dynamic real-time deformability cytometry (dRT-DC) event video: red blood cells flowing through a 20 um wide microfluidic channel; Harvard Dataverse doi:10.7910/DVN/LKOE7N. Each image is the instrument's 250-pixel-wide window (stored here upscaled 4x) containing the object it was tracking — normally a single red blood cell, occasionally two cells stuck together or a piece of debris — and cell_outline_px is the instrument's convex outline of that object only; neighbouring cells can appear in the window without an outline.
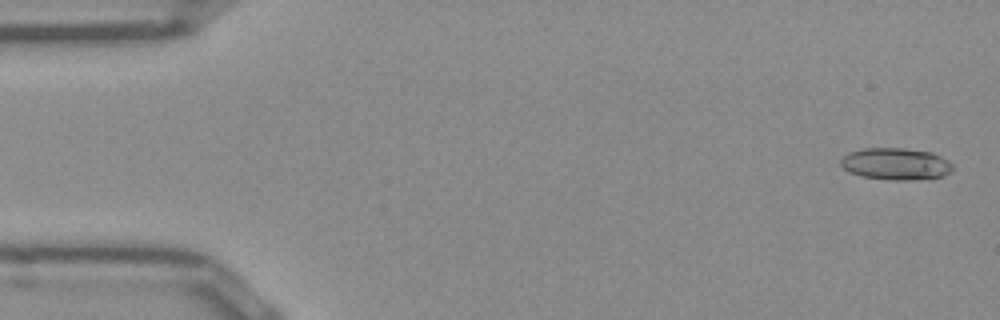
{"species": "Egyptian fruit bat (a non-hibernating species)", "species_latin": "Rousettus aegyptiacus", "temperature_condition": "room temperature", "stored_images_in_passage": 52, "camera_frame_rate_fps": 3000, "um_per_image_px": 0.085, "frame": {"image": 1, "passage_image": 2, "time_ms": 0.333, "image_size_px": [1000, 320], "cell_outline_px": [[952, 172], [944, 176], [912, 180], [892, 180], [864, 176], [848, 172], [840, 164], [840, 160], [848, 152], [864, 148], [904, 148], [932, 152], [948, 160], [952, 164]], "centroid_in_image_um": [76.15, 13.92], "position_along_channel_um": 8.8, "area_um2": 20.87}}
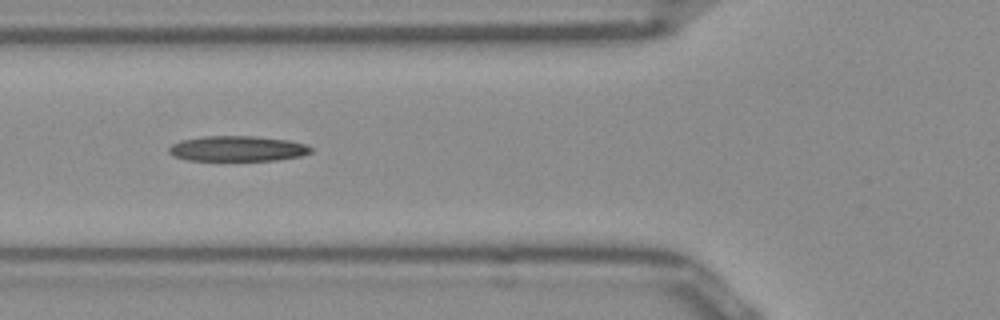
{"frame": {"image": 2, "passage_image": 19, "time_ms": 6.0, "image_size_px": [1000, 320], "cell_outline_px": [[312, 152], [300, 156], [276, 160], [188, 160], [172, 156], [168, 152], [168, 148], [172, 144], [180, 140], [204, 136], [252, 136], [288, 140], [304, 144], [312, 148]], "centroid_in_image_um": [20.14, 12.63], "position_along_channel_um": 105.7, "area_um2": 20.92}}
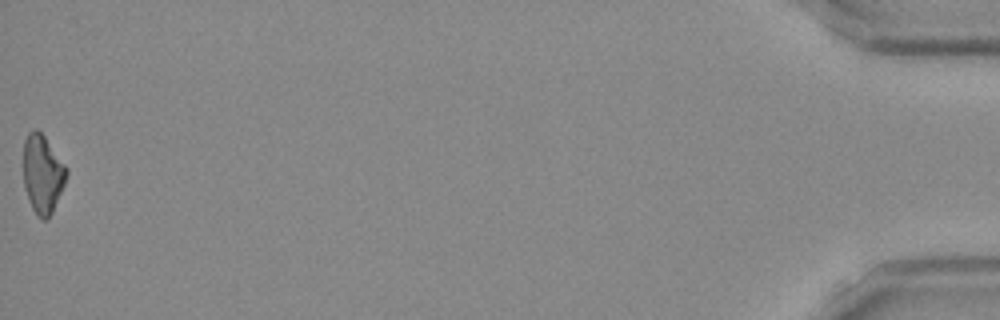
{"frame": {"image": 3, "passage_image": 52, "time_ms": 17.0, "image_size_px": [1000, 320], "cell_outline_px": [[68, 172], [64, 184], [52, 212], [48, 220], [40, 220], [36, 216], [28, 200], [24, 188], [24, 140], [28, 132], [32, 128], [36, 128], [44, 136], [68, 168]], "centroid_in_image_um": [3.61, 14.8], "position_along_channel_um": 431.6, "area_um2": 19.83}, "authors_computed_cell_mechanics": {"area_um2": 20.7791, "velocity_mm_per_s": 3.9147, "shape_relaxation_time_tau1_ms": 11.1469, "shape_relaxation_time_tau2_ms": null, "deformation_change_tau1": 0.2346, "deformation_change_tau2": null}}